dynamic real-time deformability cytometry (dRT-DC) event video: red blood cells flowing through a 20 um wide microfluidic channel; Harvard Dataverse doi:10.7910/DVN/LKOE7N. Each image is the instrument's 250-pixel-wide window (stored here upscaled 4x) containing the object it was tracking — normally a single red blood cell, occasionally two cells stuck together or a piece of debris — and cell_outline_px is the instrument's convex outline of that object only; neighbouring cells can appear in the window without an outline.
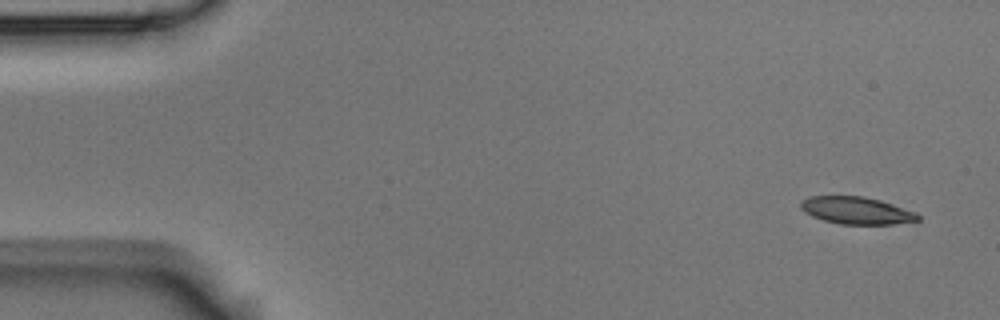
{"species": "Egyptian fruit bat (a non-hibernating species)", "species_latin": "Rousettus aegyptiacus", "temperature_condition": "room temperature", "stored_images_in_passage": 4, "camera_frame_rate_fps": 3000, "um_per_image_px": 0.085, "animal": {"sex": "male"}, "frame": {"image": 1, "passage_image": 1, "time_ms": 0.0, "image_size_px": [1000, 320], "cell_outline_px": [[920, 220], [892, 224], [840, 224], [824, 220], [812, 216], [804, 212], [800, 208], [800, 200], [808, 196], [864, 196], [880, 200], [916, 212], [920, 216]], "centroid_in_image_um": [72.77, 17.88], "position_along_channel_um": 12.2, "area_um2": 18.67}}
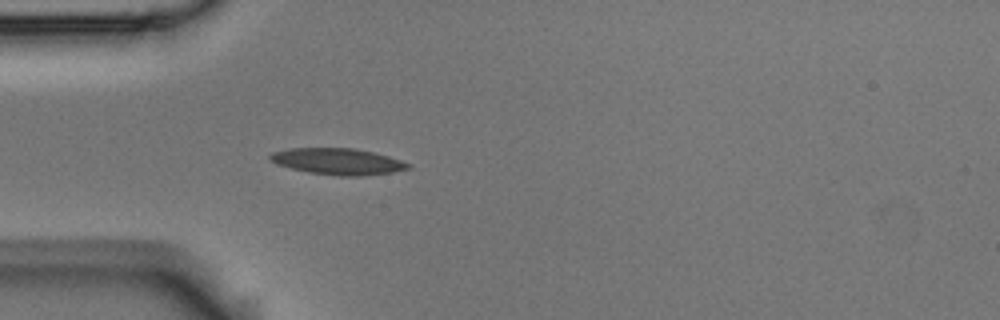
{"frame": {"image": 2, "passage_image": 4, "time_ms": 1.0, "image_size_px": [1000, 320], "cell_outline_px": [[412, 168], [392, 172], [360, 176], [340, 176], [308, 172], [276, 164], [268, 160], [268, 156], [272, 152], [288, 148], [352, 148], [372, 152], [388, 156], [412, 164]], "centroid_in_image_um": [28.69, 13.72], "position_along_channel_um": 56.3, "area_um2": 21.21}}